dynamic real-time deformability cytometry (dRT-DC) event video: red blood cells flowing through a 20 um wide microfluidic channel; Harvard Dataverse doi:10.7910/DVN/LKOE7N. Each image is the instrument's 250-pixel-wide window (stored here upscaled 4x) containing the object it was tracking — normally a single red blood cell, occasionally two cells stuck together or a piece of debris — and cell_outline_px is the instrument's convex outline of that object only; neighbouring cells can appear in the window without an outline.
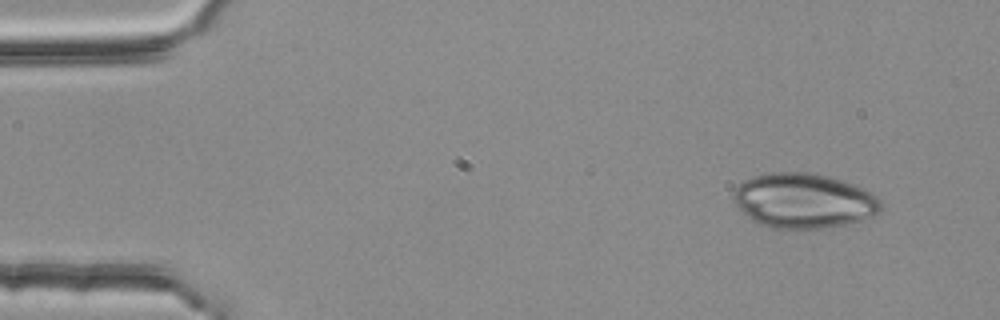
{"species": "common noctule bat (a hibernating species)", "species_latin": "Nyctalus noctula", "temperature_condition": "room temperature", "stored_images_in_passage": 3, "camera_frame_rate_fps": 3000, "um_per_image_px": 0.085, "animal": {"sex": "female", "body_mass_g": 25.1}, "frame": {"image": 1, "passage_image": 1, "time_ms": 0.0, "image_size_px": [1000, 320], "cell_outline_px": [[880, 212], [872, 216], [848, 224], [820, 228], [772, 228], [756, 224], [732, 200], [732, 192], [744, 180], [752, 176], [772, 172], [804, 172], [828, 176], [864, 188], [872, 192], [880, 200]], "centroid_in_image_um": [68.29, 17.06], "position_along_channel_um": 16.7, "area_um2": 47.05}}